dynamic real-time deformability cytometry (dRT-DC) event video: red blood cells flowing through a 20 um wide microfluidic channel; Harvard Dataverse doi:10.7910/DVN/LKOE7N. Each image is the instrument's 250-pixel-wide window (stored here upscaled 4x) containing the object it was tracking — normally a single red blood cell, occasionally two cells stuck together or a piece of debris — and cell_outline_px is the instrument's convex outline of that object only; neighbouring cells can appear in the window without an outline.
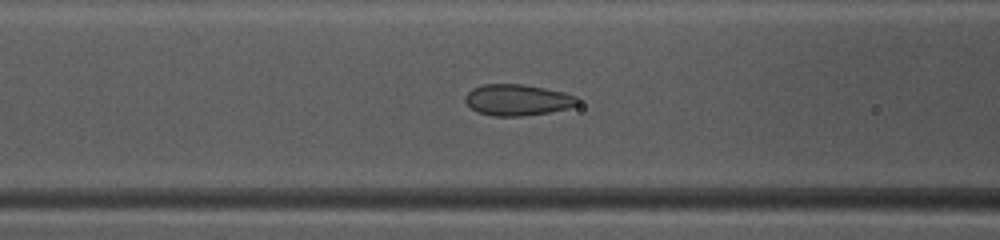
{"species": "common noctule bat (a hibernating species)", "species_latin": "Nyctalus noctula", "temperature_condition": "warm", "stored_images_in_passage": 37, "camera_frame_rate_fps": 3000, "um_per_image_px": 0.085, "animal": {"sex": "female", "body_mass_g": 10.0, "forearm_length_mm": 53.1}, "frame": {"image": 1, "passage_image": 9, "time_ms": 2.667, "image_size_px": [1000, 240], "cell_outline_px": [[580, 104], [568, 108], [548, 112], [524, 116], [492, 116], [476, 112], [464, 100], [464, 96], [472, 88], [484, 84], [520, 84], [544, 88], [564, 92], [576, 96], [580, 100]], "centroid_in_image_um": [43.98, 8.5], "position_along_channel_um": 122.6, "area_um2": 20.52}}
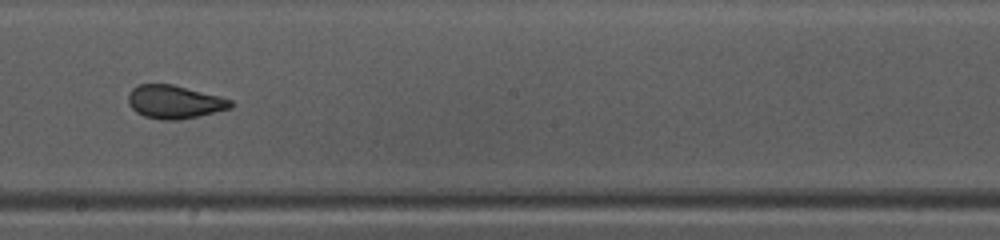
{"frame": {"image": 2, "passage_image": 17, "time_ms": 5.333, "image_size_px": [1000, 240], "cell_outline_px": [[232, 108], [200, 116], [180, 120], [160, 120], [144, 116], [136, 112], [128, 104], [128, 92], [132, 88], [140, 84], [172, 84], [220, 96], [232, 100]], "centroid_in_image_um": [14.82, 8.67], "position_along_channel_um": 233.4, "area_um2": 20.06}}
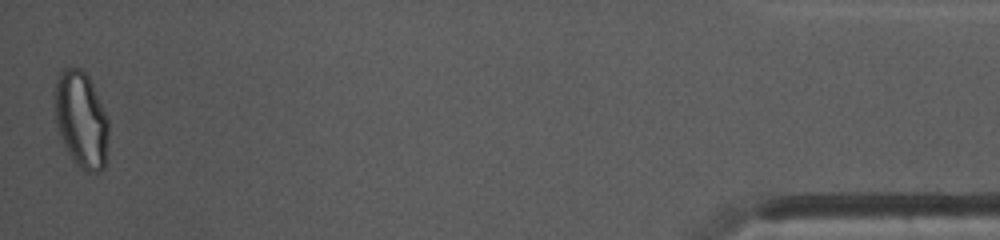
{"frame": {"image": 3, "passage_image": 37, "time_ms": 12.0, "image_size_px": [1000, 240], "cell_outline_px": [[108, 140], [104, 168], [100, 172], [84, 172], [72, 160], [64, 148], [56, 124], [56, 80], [60, 72], [64, 68], [80, 68], [88, 76], [92, 84], [108, 120]], "centroid_in_image_um": [6.91, 10.23], "position_along_channel_um": 428.3, "area_um2": 30.06}, "authors_computed_cell_mechanics": {"area_um2": 20.7502, "velocity_mm_per_s": 4.1413, "shape_relaxation_time_tau1_ms": 10.5468, "shape_relaxation_time_tau2_ms": 0.6868, "deformation_change_tau1": 0.218, "deformation_change_tau2": 0.0518}}